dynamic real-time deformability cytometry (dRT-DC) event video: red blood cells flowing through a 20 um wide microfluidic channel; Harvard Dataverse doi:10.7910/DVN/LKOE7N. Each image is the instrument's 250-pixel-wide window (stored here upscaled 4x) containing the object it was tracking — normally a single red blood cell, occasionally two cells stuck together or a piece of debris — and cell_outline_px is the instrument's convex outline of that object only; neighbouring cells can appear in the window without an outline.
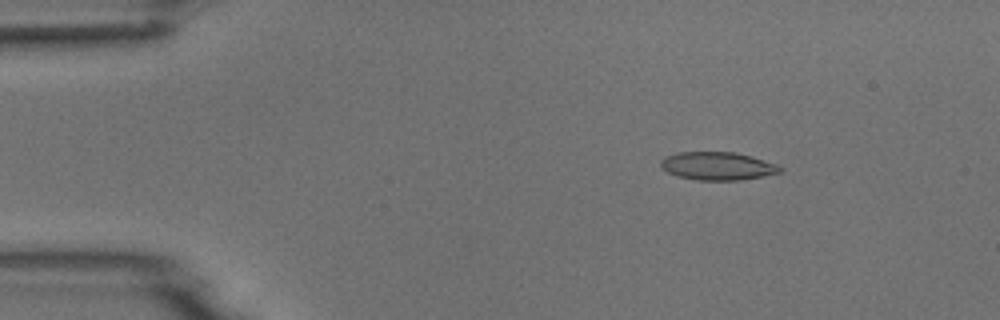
{"species": "common noctule bat (a hibernating species)", "species_latin": "Nyctalus noctula", "temperature_condition": "room temperature", "stored_images_in_passage": 5, "camera_frame_rate_fps": 3000, "um_per_image_px": 0.085, "animal": {"sex": "male", "body_mass_g": 18.8}, "frame": {"image": 1, "passage_image": 3, "time_ms": 2.0, "image_size_px": [1000, 320], "cell_outline_px": [[784, 168], [780, 172], [764, 176], [740, 180], [696, 180], [676, 176], [660, 168], [660, 160], [664, 156], [676, 152], [736, 152], [752, 156], [776, 164]], "centroid_in_image_um": [60.96, 14.11], "position_along_channel_um": 24.0, "area_um2": 19.77}}
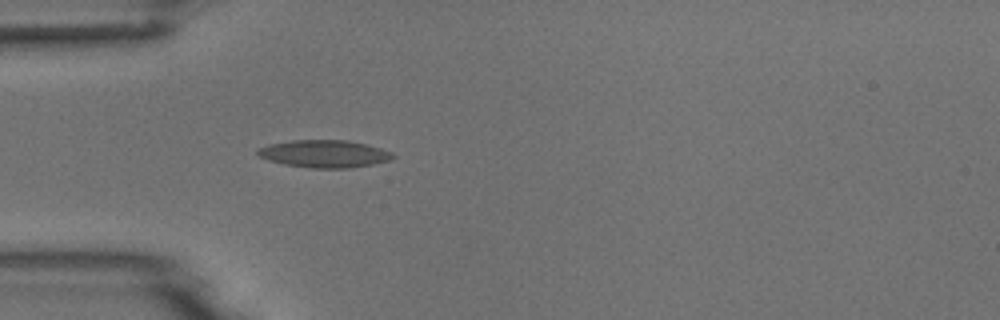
{"frame": {"image": 2, "passage_image": 5, "time_ms": 4.667, "image_size_px": [1000, 320], "cell_outline_px": [[396, 156], [388, 160], [372, 164], [352, 168], [308, 168], [284, 164], [268, 160], [260, 156], [256, 152], [260, 148], [268, 144], [292, 140], [348, 140], [380, 148], [392, 152]], "centroid_in_image_um": [27.56, 13.07], "position_along_channel_um": 57.4, "area_um2": 21.56}}